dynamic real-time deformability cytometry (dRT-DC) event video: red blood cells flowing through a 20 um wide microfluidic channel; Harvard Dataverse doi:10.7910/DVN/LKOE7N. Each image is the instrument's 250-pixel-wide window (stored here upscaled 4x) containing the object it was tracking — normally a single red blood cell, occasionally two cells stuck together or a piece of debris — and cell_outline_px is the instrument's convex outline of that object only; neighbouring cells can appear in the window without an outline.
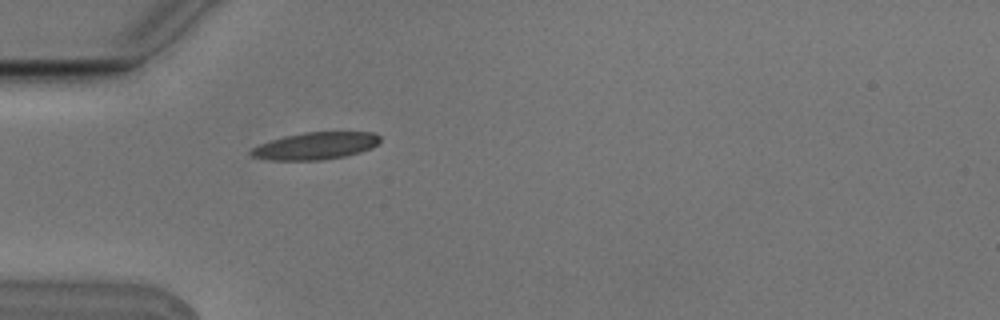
{"species": "Egyptian fruit bat (a non-hibernating species)", "species_latin": "Rousettus aegyptiacus", "temperature_condition": "cold", "stored_images_in_passage": 1, "camera_frame_rate_fps": 3000, "um_per_image_px": 0.085, "animal": {"sex": "male"}, "frame": {"image": 1, "passage_image": 1, "time_ms": 0.0, "image_size_px": [1000, 320], "cell_outline_px": [[380, 140], [372, 148], [360, 152], [344, 156], [320, 160], [268, 160], [252, 156], [248, 152], [252, 148], [260, 144], [284, 136], [304, 132], [372, 132], [380, 136]], "centroid_in_image_um": [26.8, 12.4], "position_along_channel_um": 58.2, "area_um2": 20.35}}